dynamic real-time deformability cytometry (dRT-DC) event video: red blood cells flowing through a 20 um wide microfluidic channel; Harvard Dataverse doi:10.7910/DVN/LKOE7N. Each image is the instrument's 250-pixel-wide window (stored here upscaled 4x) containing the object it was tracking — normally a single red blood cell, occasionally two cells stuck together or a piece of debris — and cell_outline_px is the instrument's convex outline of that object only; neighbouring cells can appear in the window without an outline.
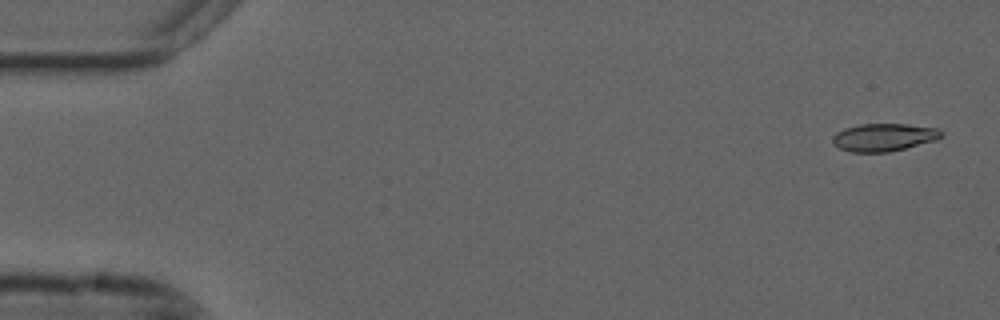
{"species": "common noctule bat (a hibernating species)", "species_latin": "Nyctalus noctula", "temperature_condition": "cold", "stored_images_in_passage": 54, "camera_frame_rate_fps": 3000, "um_per_image_px": 0.085, "animal": {"sex": "male", "forearm_length_mm": 52.5}, "frame": {"image": 1, "passage_image": 2, "time_ms": 0.333, "image_size_px": [1000, 320], "cell_outline_px": [[944, 136], [936, 140], [888, 152], [852, 152], [840, 148], [832, 144], [832, 136], [836, 132], [844, 128], [860, 124], [908, 124], [936, 128], [944, 132]], "centroid_in_image_um": [75.12, 11.66], "position_along_channel_um": 9.9, "area_um2": 17.63}}
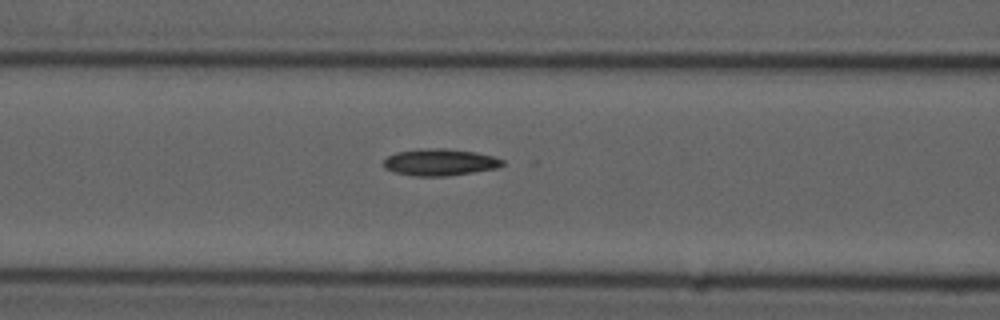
{"frame": {"image": 2, "passage_image": 22, "time_ms": 7.0, "image_size_px": [1000, 320], "cell_outline_px": [[504, 164], [496, 168], [448, 176], [412, 176], [392, 172], [384, 168], [384, 160], [388, 156], [396, 152], [420, 148], [448, 148], [476, 152], [492, 156], [504, 160]], "centroid_in_image_um": [37.35, 13.78], "position_along_channel_um": 129.2, "area_um2": 18.73}}
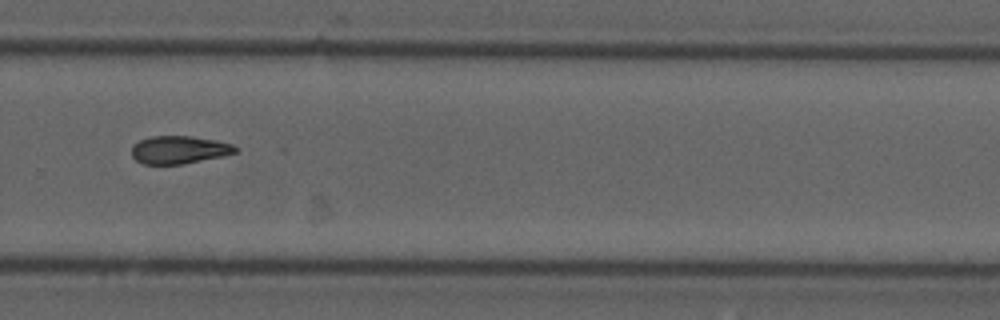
{"frame": {"image": 3, "passage_image": 37, "time_ms": 12.0, "image_size_px": [1000, 320], "cell_outline_px": [[240, 152], [224, 156], [184, 164], [144, 164], [136, 160], [132, 156], [132, 144], [140, 140], [152, 136], [192, 136], [216, 140], [232, 144], [240, 148]], "centroid_in_image_um": [15.28, 12.73], "position_along_channel_um": 314.5, "area_um2": 17.11}, "authors_computed_cell_mechanics": {"area_um2": 17.8024, "velocity_mm_per_s": 3.7166, "shape_relaxation_time_tau1_ms": 5.8458, "shape_relaxation_time_tau2_ms": null, "deformation_change_tau1": 0.1146, "deformation_change_tau2": null}}